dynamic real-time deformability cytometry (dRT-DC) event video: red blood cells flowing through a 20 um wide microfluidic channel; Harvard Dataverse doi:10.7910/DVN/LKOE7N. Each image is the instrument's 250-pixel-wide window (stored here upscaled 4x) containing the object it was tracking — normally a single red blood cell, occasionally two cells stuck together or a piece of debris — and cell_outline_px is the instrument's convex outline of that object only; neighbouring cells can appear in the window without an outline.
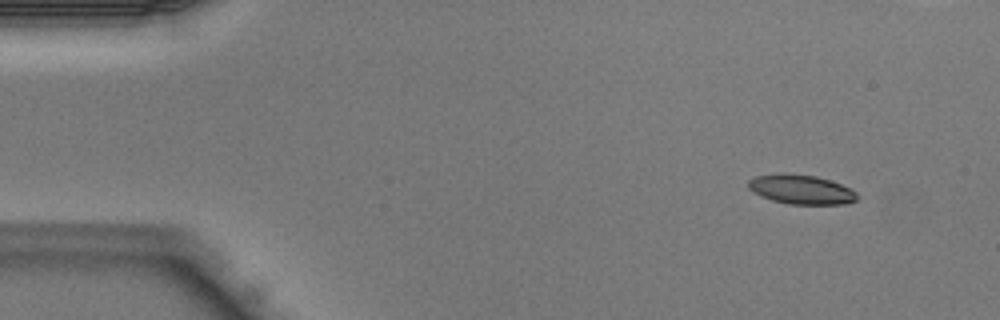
{"species": "Egyptian fruit bat (a non-hibernating species)", "species_latin": "Rousettus aegyptiacus", "temperature_condition": "warm", "stored_images_in_passage": 43, "camera_frame_rate_fps": 3000, "um_per_image_px": 0.085, "animal": {"sex": "male"}, "frame": {"image": 1, "passage_image": 4, "time_ms": 1.0, "image_size_px": [1000, 320], "cell_outline_px": [[856, 200], [844, 204], [788, 204], [772, 200], [760, 196], [752, 192], [748, 188], [748, 180], [756, 176], [816, 176], [840, 184], [856, 192]], "centroid_in_image_um": [68.09, 16.16], "position_along_channel_um": 16.9, "area_um2": 17.74}}
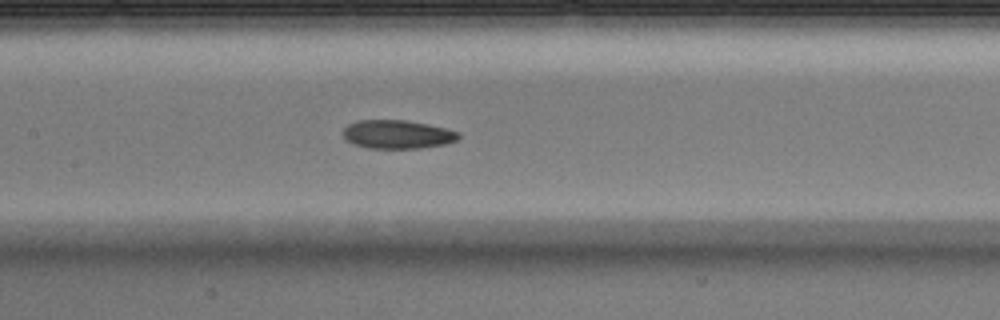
{"frame": {"image": 2, "passage_image": 20, "time_ms": 6.333, "image_size_px": [1000, 320], "cell_outline_px": [[460, 136], [456, 140], [444, 144], [420, 148], [368, 148], [352, 144], [340, 132], [348, 124], [356, 120], [404, 120], [428, 124], [460, 132]], "centroid_in_image_um": [33.74, 11.41], "position_along_channel_um": 173.7, "area_um2": 19.25}}
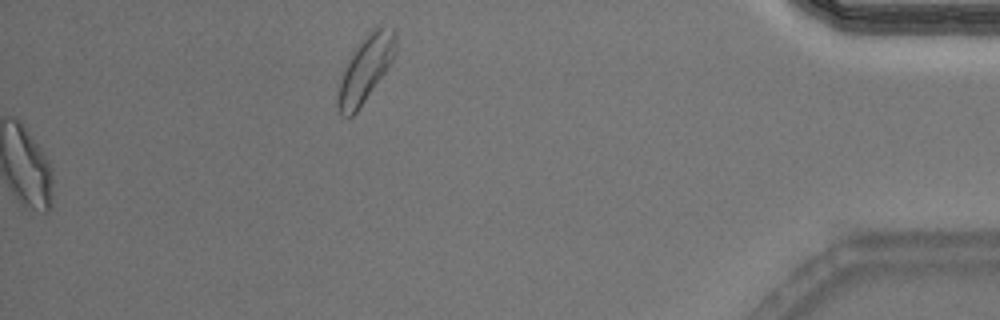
{"frame": {"image": 3, "passage_image": 43, "time_ms": 14.0, "image_size_px": [1000, 320], "cell_outline_px": [[396, 52], [392, 60], [384, 72], [356, 112], [352, 116], [340, 116], [336, 104], [336, 92], [344, 68], [352, 52], [376, 28], [384, 24], [396, 28]], "centroid_in_image_um": [31.05, 5.87], "position_along_channel_um": 404.1, "area_um2": 21.79}}